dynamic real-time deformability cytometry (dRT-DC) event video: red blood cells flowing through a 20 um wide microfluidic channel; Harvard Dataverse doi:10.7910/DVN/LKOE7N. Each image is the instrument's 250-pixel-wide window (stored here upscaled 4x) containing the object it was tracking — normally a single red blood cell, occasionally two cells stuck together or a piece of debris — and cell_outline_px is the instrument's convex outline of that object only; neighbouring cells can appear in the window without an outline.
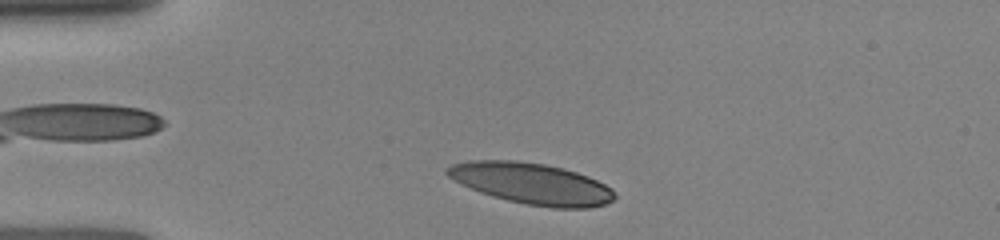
{"species": "human", "species_latin": "Homo sapiens", "temperature_condition": "room temperature", "stored_images_in_passage": 2, "camera_frame_rate_fps": 3000, "um_per_image_px": 0.085, "donor": {"sex": "female"}, "frame": {"image": 1, "passage_image": 1, "time_ms": 0.0, "image_size_px": [1000, 240], "cell_outline_px": [[616, 196], [612, 200], [604, 204], [588, 208], [552, 208], [524, 204], [492, 196], [480, 192], [460, 184], [448, 176], [444, 172], [444, 168], [452, 164], [468, 160], [516, 160], [544, 164], [564, 168], [588, 176], [612, 188]], "centroid_in_image_um": [45.15, 15.59], "position_along_channel_um": 39.8, "area_um2": 40.34}}